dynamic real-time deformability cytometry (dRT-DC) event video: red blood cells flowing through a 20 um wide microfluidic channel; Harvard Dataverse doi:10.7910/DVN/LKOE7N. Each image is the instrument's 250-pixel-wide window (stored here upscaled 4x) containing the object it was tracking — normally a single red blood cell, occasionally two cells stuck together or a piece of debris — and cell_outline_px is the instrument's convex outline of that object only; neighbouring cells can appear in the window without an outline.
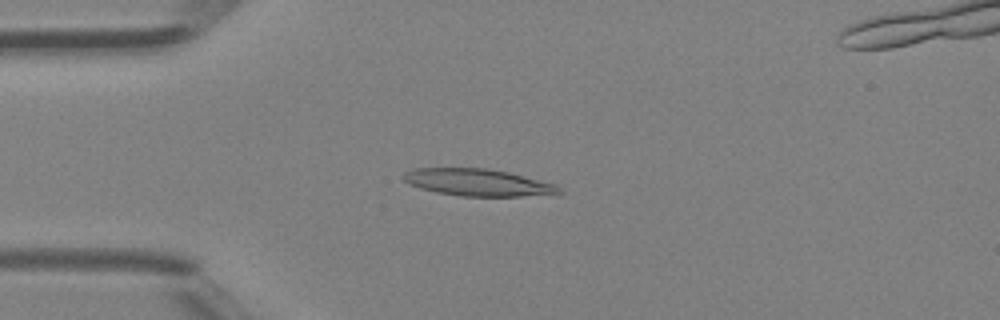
{"species": "Egyptian fruit bat (a non-hibernating species)", "species_latin": "Rousettus aegyptiacus", "temperature_condition": "room temperature", "stored_images_in_passage": 48, "segment_of_instrument_passage": [1, 2], "camera_frame_rate_fps": 3000, "um_per_image_px": 0.085, "animal": {"sex": "female"}, "frame": {"image": 1, "passage_image": 12, "time_ms": 3.667, "image_size_px": [1000, 320], "cell_outline_px": [[564, 192], [560, 196], [460, 196], [436, 192], [420, 188], [408, 184], [400, 176], [404, 172], [412, 168], [488, 168], [508, 172], [556, 184]], "centroid_in_image_um": [40.68, 15.52], "position_along_channel_um": 44.3, "area_um2": 25.09}}
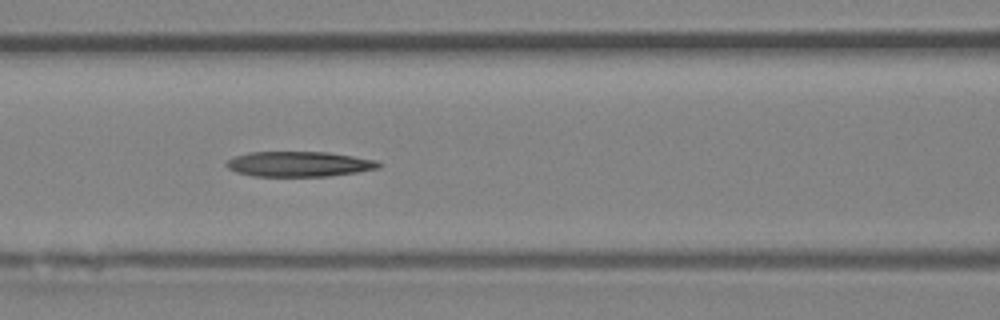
{"frame": {"image": 2, "passage_image": 20, "time_ms": 6.333, "image_size_px": [1000, 320], "cell_outline_px": [[384, 164], [380, 168], [356, 172], [328, 176], [252, 176], [236, 172], [228, 168], [224, 164], [228, 160], [236, 156], [248, 152], [328, 152], [376, 160]], "centroid_in_image_um": [25.43, 13.94], "position_along_channel_um": 141.2, "area_um2": 22.37}}
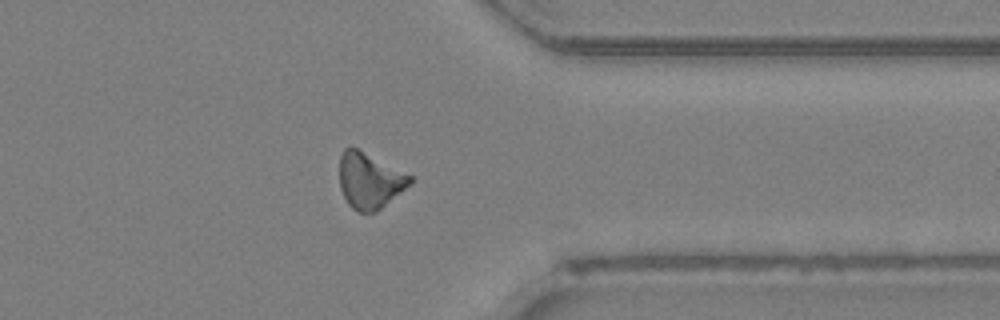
{"frame": {"image": 3, "passage_image": 37, "time_ms": 12.0, "image_size_px": [1000, 320], "cell_outline_px": [[412, 184], [376, 212], [356, 212], [348, 204], [340, 188], [340, 156], [344, 148], [356, 148], [412, 176]], "centroid_in_image_um": [31.42, 15.38], "position_along_channel_um": 380.0, "area_um2": 22.72}}